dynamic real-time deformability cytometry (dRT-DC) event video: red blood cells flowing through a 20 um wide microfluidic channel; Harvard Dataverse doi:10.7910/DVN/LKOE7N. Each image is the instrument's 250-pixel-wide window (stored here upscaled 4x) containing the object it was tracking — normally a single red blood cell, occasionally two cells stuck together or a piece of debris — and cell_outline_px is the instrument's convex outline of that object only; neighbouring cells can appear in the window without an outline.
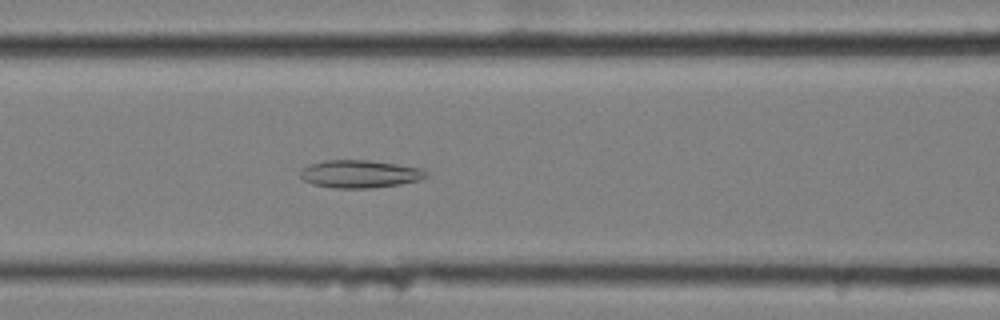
{"species": "common noctule bat (a hibernating species)", "species_latin": "Nyctalus noctula", "temperature_condition": "cold", "stored_images_in_passage": 39, "camera_frame_rate_fps": 3000, "um_per_image_px": 0.085, "animal": {"sex": "female", "body_mass_g": 25.1}, "frame": {"image": 1, "passage_image": 6, "time_ms": 1.667, "image_size_px": [1000, 320], "cell_outline_px": [[428, 176], [420, 180], [400, 184], [372, 188], [332, 188], [316, 184], [304, 180], [300, 176], [300, 168], [324, 160], [368, 160], [396, 164], [420, 168], [428, 172]], "centroid_in_image_um": [30.59, 14.78], "position_along_channel_um": 136.0, "area_um2": 20.29}}
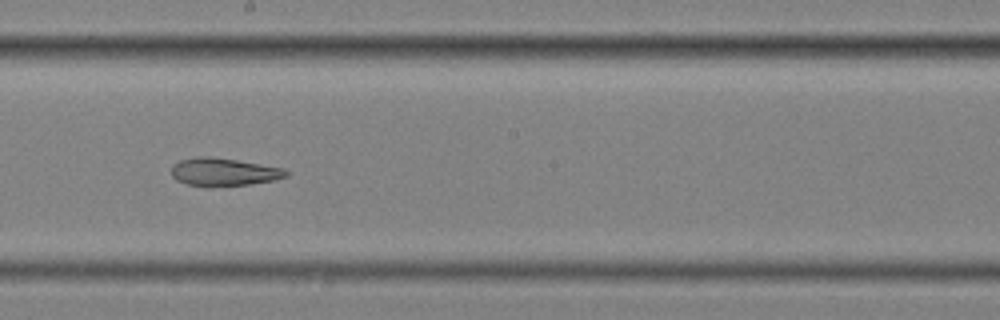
{"frame": {"image": 2, "passage_image": 14, "time_ms": 4.333, "image_size_px": [1000, 320], "cell_outline_px": [[292, 172], [288, 176], [272, 180], [248, 184], [208, 188], [204, 188], [188, 184], [176, 180], [172, 176], [172, 164], [180, 160], [196, 156], [208, 156], [236, 160], [284, 168]], "centroid_in_image_um": [19.0, 14.63], "position_along_channel_um": 229.2, "area_um2": 18.96}}
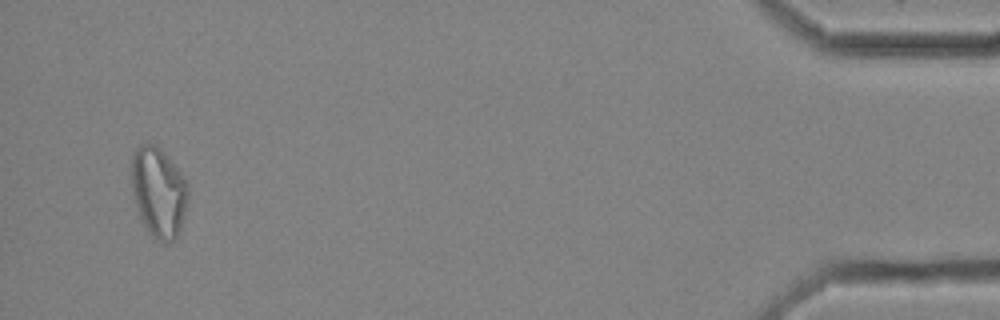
{"frame": {"image": 3, "passage_image": 37, "time_ms": 12.0, "image_size_px": [1000, 320], "cell_outline_px": [[188, 196], [184, 216], [180, 228], [176, 236], [168, 244], [164, 244], [152, 240], [140, 216], [132, 192], [132, 156], [136, 148], [140, 144], [148, 140], [156, 144], [164, 152], [188, 184]], "centroid_in_image_um": [13.47, 16.34], "position_along_channel_um": 421.7, "area_um2": 29.82}}